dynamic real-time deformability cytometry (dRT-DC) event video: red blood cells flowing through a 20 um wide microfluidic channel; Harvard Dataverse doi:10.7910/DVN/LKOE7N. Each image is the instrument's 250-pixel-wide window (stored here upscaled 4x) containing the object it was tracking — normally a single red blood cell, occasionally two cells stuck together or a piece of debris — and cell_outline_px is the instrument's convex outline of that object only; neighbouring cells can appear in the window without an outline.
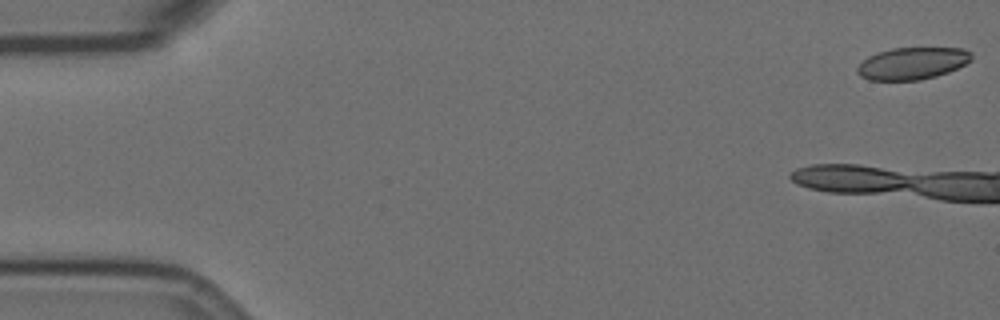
{"species": "Egyptian fruit bat (a non-hibernating species)", "species_latin": "Rousettus aegyptiacus", "temperature_condition": "room temperature", "stored_images_in_passage": 14, "camera_frame_rate_fps": 3000, "um_per_image_px": 0.085, "animal": {"sex": "female"}, "frame": {"image": 1, "passage_image": 1, "time_ms": 0.0, "image_size_px": [1000, 320], "cell_outline_px": [[972, 60], [948, 72], [936, 76], [920, 80], [868, 80], [860, 76], [856, 72], [856, 68], [868, 56], [892, 48], [964, 48], [972, 52]], "centroid_in_image_um": [77.55, 5.39], "position_along_channel_um": 7.4, "area_um2": 21.33}}